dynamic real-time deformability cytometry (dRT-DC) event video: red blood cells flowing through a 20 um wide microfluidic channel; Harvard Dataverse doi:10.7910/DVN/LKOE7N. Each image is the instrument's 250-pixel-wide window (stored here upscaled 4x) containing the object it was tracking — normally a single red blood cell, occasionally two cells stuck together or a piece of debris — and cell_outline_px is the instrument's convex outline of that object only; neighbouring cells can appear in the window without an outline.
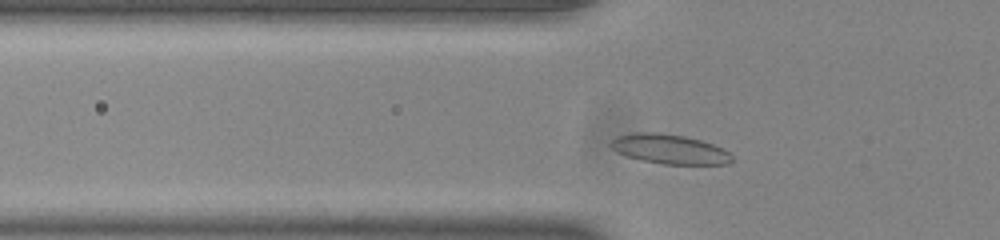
{"species": "common noctule bat (a hibernating species)", "species_latin": "Nyctalus noctula", "temperature_condition": "room temperature", "stored_images_in_passage": 33, "camera_frame_rate_fps": 3000, "um_per_image_px": 0.085, "animal": {"sex": "male", "body_mass_g": 20.0, "forearm_length_mm": 53.3}, "frame": {"image": 1, "passage_image": 3, "time_ms": 0.667, "image_size_px": [1000, 240], "cell_outline_px": [[732, 160], [728, 164], [664, 164], [644, 160], [628, 156], [616, 152], [608, 144], [616, 136], [632, 132], [660, 132], [684, 136], [700, 140], [712, 144], [728, 152], [732, 156]], "centroid_in_image_um": [56.86, 12.66], "position_along_channel_um": 68.9, "area_um2": 20.75}}
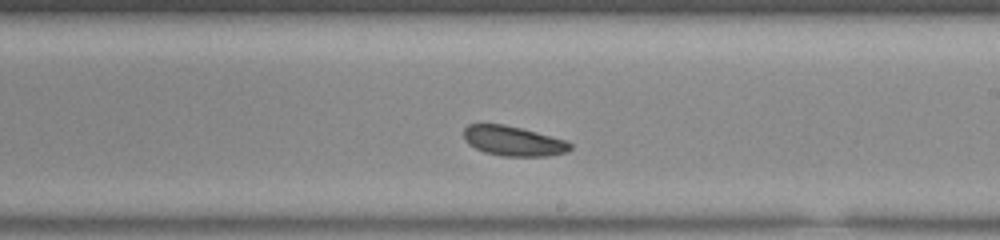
{"frame": {"image": 2, "passage_image": 17, "time_ms": 5.333, "image_size_px": [1000, 240], "cell_outline_px": [[572, 148], [568, 152], [548, 156], [500, 156], [484, 152], [468, 144], [464, 140], [464, 128], [468, 124], [504, 124], [568, 140], [572, 144]], "centroid_in_image_um": [43.65, 11.99], "position_along_channel_um": 245.4, "area_um2": 18.67}}
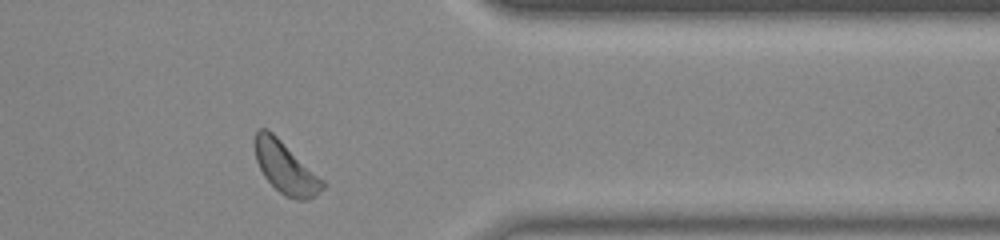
{"frame": {"image": 3, "passage_image": 29, "time_ms": 9.333, "image_size_px": [1000, 240], "cell_outline_px": [[324, 188], [316, 196], [308, 200], [296, 200], [284, 196], [264, 176], [256, 160], [256, 132], [260, 128], [268, 128], [324, 180]], "centroid_in_image_um": [24.3, 14.28], "position_along_channel_um": 387.1, "area_um2": 20.17}, "authors_computed_cell_mechanics": {"area_um2": 19.3052, "velocity_mm_per_s": 3.8149, "shape_relaxation_time_tau1_ms": 2.1931, "shape_relaxation_time_tau2_ms": 5.2164, "deformation_change_tau1": 0.0461, "deformation_change_tau2": 0.0946}}